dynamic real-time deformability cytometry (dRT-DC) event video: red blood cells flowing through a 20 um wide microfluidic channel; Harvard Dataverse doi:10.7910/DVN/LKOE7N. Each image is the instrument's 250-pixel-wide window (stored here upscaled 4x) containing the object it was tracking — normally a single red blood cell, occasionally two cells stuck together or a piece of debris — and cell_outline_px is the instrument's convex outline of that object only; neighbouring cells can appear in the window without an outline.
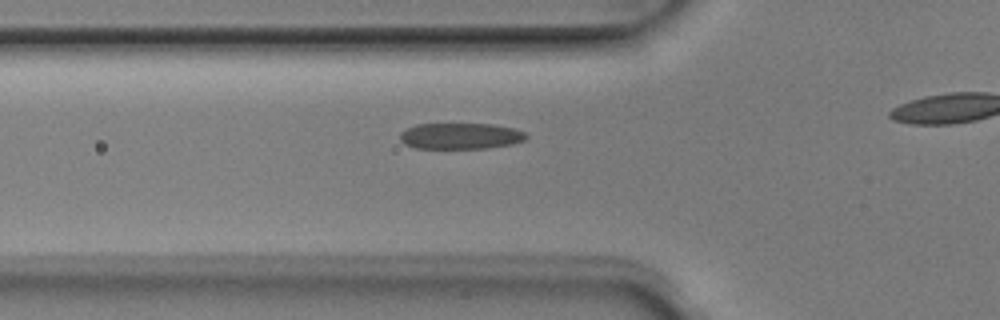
{"species": "Egyptian fruit bat (a non-hibernating species)", "species_latin": "Rousettus aegyptiacus", "temperature_condition": "room temperature", "stored_images_in_passage": 5, "camera_frame_rate_fps": 3000, "um_per_image_px": 0.085, "animal": {"sex": "male"}, "frame": {"image": 1, "passage_image": 5, "time_ms": 1.333, "image_size_px": [1000, 320], "cell_outline_px": [[528, 136], [524, 140], [512, 144], [484, 148], [416, 148], [404, 144], [400, 140], [400, 132], [416, 124], [492, 124], [512, 128], [524, 132]], "centroid_in_image_um": [39.12, 11.56], "position_along_channel_um": 86.7, "area_um2": 19.07}}